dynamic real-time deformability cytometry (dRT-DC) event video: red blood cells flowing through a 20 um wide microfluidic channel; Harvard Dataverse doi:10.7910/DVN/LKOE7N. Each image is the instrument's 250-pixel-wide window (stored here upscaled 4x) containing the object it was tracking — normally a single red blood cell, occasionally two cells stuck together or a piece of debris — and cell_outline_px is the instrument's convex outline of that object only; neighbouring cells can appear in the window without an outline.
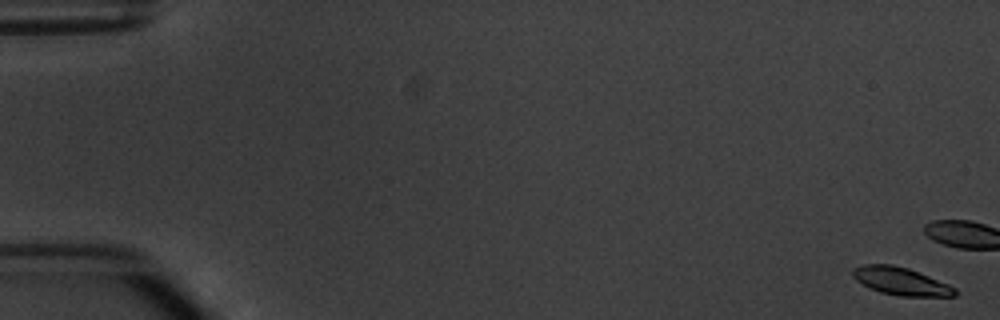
{"species": "common noctule bat (a hibernating species)", "species_latin": "Nyctalus noctula", "temperature_condition": "warm", "stored_images_in_passage": 6, "camera_frame_rate_fps": 3000, "um_per_image_px": 0.085, "animal": {"sex": "male", "body_mass_g": 20.1, "forearm_length_mm": 53.5}, "frame": {"image": 1, "passage_image": 1, "time_ms": 0.0, "image_size_px": [1000, 320], "cell_outline_px": [[956, 296], [900, 296], [880, 292], [856, 280], [852, 276], [852, 268], [864, 264], [892, 264], [908, 268], [948, 284], [956, 288]], "centroid_in_image_um": [76.56, 23.89], "position_along_channel_um": 8.4, "area_um2": 16.36}}